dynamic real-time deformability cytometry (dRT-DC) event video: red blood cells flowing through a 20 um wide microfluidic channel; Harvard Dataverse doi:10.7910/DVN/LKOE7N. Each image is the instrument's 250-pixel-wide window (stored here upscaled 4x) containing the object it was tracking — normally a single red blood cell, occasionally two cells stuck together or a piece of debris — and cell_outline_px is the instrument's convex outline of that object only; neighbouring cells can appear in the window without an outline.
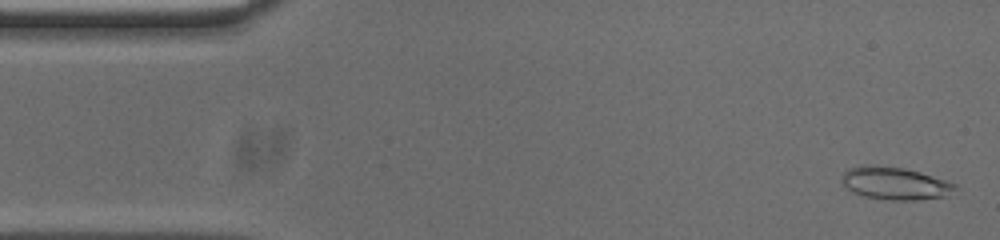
{"species": "common noctule bat (a hibernating species)", "species_latin": "Nyctalus noctula", "temperature_condition": "cold", "stored_images_in_passage": 53, "camera_frame_rate_fps": 3000, "um_per_image_px": 0.085, "animal": {"sex": "male", "body_mass_g": 20.0, "forearm_length_mm": 53.3}, "frame": {"image": 1, "passage_image": 2, "time_ms": 0.333, "image_size_px": [1000, 240], "cell_outline_px": [[956, 188], [948, 196], [916, 200], [888, 200], [864, 196], [852, 192], [840, 180], [844, 172], [848, 168], [860, 164], [904, 168], [920, 172], [956, 184]], "centroid_in_image_um": [76.04, 15.58], "position_along_channel_um": 9.0, "area_um2": 21.5}}
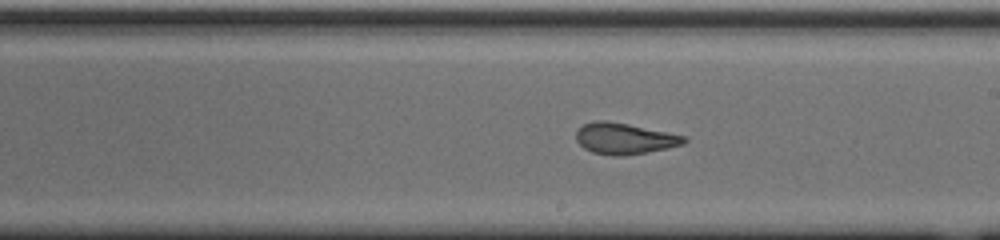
{"frame": {"image": 2, "passage_image": 29, "time_ms": 9.333, "image_size_px": [1000, 240], "cell_outline_px": [[688, 140], [684, 144], [668, 148], [648, 152], [624, 156], [612, 156], [592, 152], [584, 148], [576, 140], [576, 132], [584, 124], [596, 120], [604, 120], [628, 124], [688, 136]], "centroid_in_image_um": [53.11, 11.78], "position_along_channel_um": 235.9, "area_um2": 19.71}}
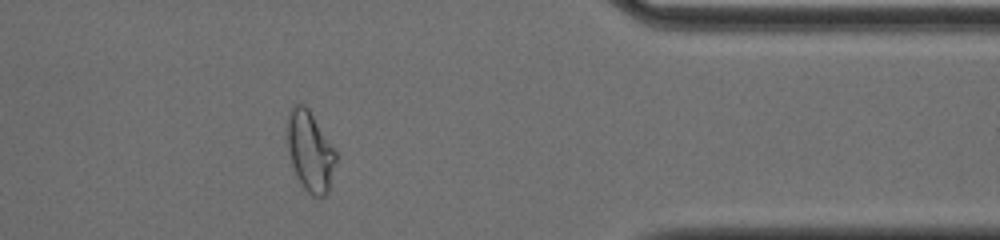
{"frame": {"image": 3, "passage_image": 43, "time_ms": 14.0, "image_size_px": [1000, 240], "cell_outline_px": [[336, 160], [328, 192], [320, 200], [312, 196], [304, 188], [296, 176], [292, 164], [288, 148], [288, 112], [292, 104], [304, 104], [308, 108], [336, 148]], "centroid_in_image_um": [26.38, 12.86], "position_along_channel_um": 385.0, "area_um2": 22.89}, "authors_computed_cell_mechanics": {"area_um2": 20.6346, "velocity_mm_per_s": 3.7335, "shape_relaxation_time_tau1_ms": null, "shape_relaxation_time_tau2_ms": 1.3657, "deformation_change_tau1": null, "deformation_change_tau2": 0.0727}}